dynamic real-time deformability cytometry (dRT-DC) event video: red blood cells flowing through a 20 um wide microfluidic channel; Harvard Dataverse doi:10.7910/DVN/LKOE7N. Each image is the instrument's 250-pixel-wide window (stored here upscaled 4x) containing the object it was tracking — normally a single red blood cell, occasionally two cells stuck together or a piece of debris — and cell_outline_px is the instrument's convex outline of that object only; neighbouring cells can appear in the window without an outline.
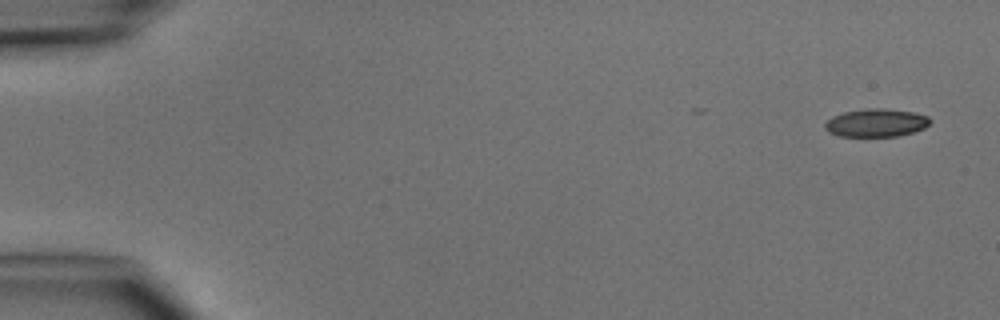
{"species": "common noctule bat (a hibernating species)", "species_latin": "Nyctalus noctula", "temperature_condition": "cold", "stored_images_in_passage": 6, "camera_frame_rate_fps": 3000, "um_per_image_px": 0.085, "animal": {"sex": "male", "body_mass_g": 15.6}, "frame": {"image": 1, "passage_image": 1, "time_ms": 0.0, "image_size_px": [1000, 320], "cell_outline_px": [[932, 120], [924, 128], [912, 132], [896, 136], [840, 136], [828, 132], [824, 128], [824, 124], [832, 116], [844, 112], [868, 108], [884, 108], [912, 112], [928, 116]], "centroid_in_image_um": [74.45, 10.43], "position_along_channel_um": 10.5, "area_um2": 17.11}}
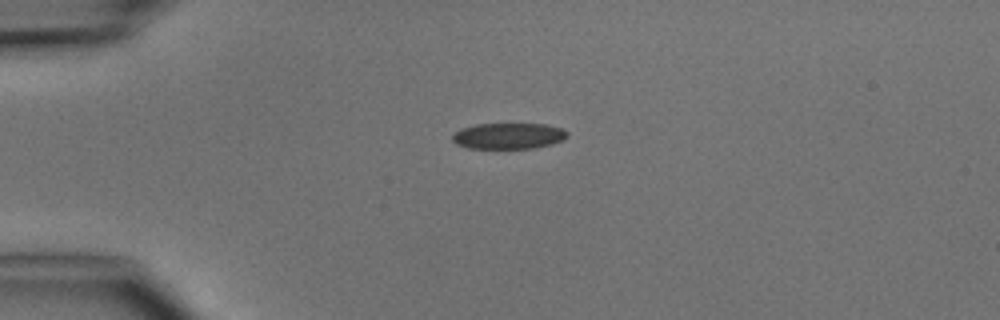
{"frame": {"image": 2, "passage_image": 3, "time_ms": 3.333, "image_size_px": [1000, 320], "cell_outline_px": [[568, 136], [564, 140], [552, 144], [536, 148], [468, 148], [456, 144], [452, 140], [452, 136], [460, 128], [476, 124], [544, 124], [560, 128], [568, 132]], "centroid_in_image_um": [43.23, 11.56], "position_along_channel_um": 41.8, "area_um2": 17.46}}
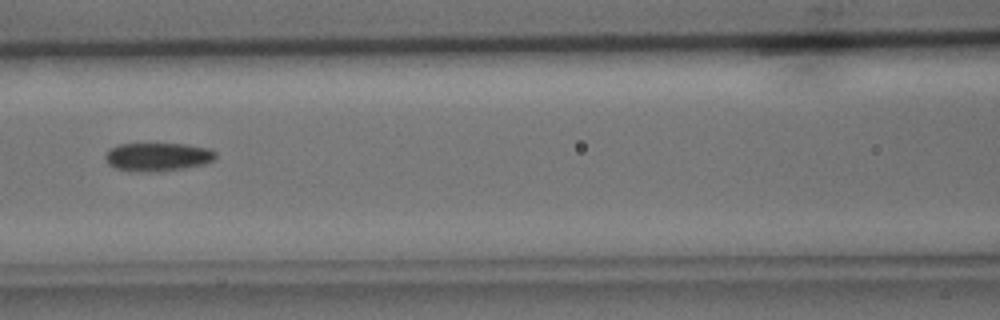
{"frame": {"image": 3, "passage_image": 6, "time_ms": 6.667, "image_size_px": [1000, 320], "cell_outline_px": [[216, 156], [212, 160], [204, 164], [184, 168], [116, 168], [108, 164], [104, 156], [112, 148], [120, 144], [188, 144], [212, 148], [216, 152]], "centroid_in_image_um": [13.5, 13.25], "position_along_channel_um": 153.1, "area_um2": 17.05}}